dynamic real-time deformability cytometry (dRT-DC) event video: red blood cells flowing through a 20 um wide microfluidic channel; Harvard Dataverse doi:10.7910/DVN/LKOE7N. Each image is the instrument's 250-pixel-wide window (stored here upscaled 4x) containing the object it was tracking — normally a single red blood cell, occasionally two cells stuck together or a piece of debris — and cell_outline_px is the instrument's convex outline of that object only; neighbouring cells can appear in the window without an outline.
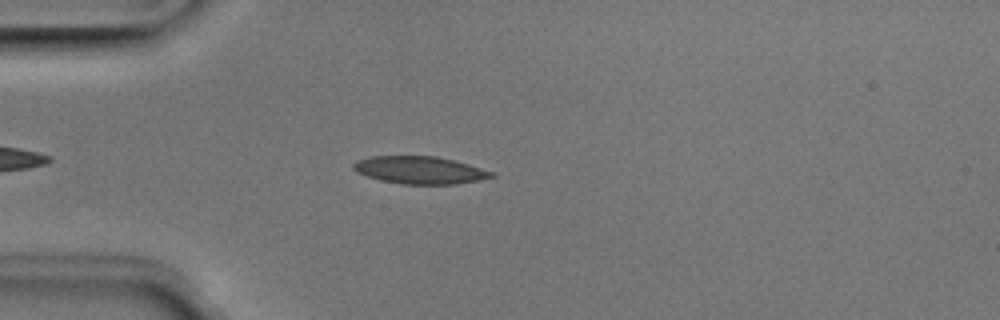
{"species": "Egyptian fruit bat (a non-hibernating species)", "species_latin": "Rousettus aegyptiacus", "temperature_condition": "room temperature", "stored_images_in_passage": 43, "camera_frame_rate_fps": 3000, "um_per_image_px": 0.085, "animal": {"sex": "male"}, "frame": {"image": 1, "passage_image": 6, "time_ms": 1.667, "image_size_px": [1000, 320], "cell_outline_px": [[496, 176], [456, 184], [400, 184], [380, 180], [356, 172], [352, 168], [352, 164], [356, 160], [372, 156], [436, 156], [468, 164], [492, 172]], "centroid_in_image_um": [35.62, 14.45], "position_along_channel_um": 49.4, "area_um2": 21.96}}
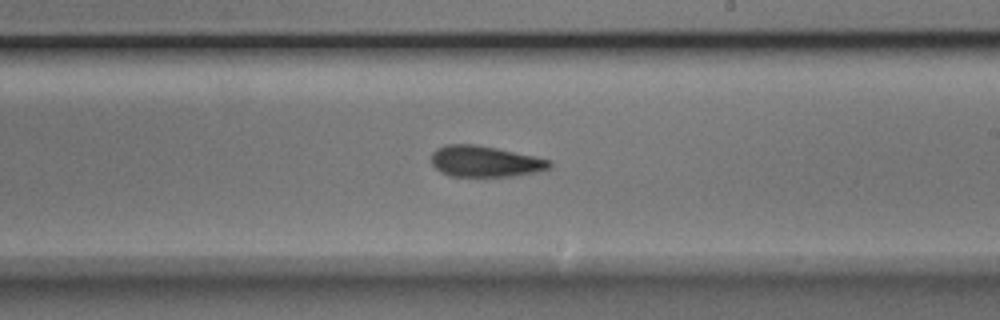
{"frame": {"image": 2, "passage_image": 22, "time_ms": 7.0, "image_size_px": [1000, 320], "cell_outline_px": [[552, 168], [512, 176], [448, 176], [440, 172], [432, 164], [432, 152], [436, 148], [444, 144], [476, 144], [496, 148], [552, 160]], "centroid_in_image_um": [41.2, 13.71], "position_along_channel_um": 247.8, "area_um2": 21.39}}
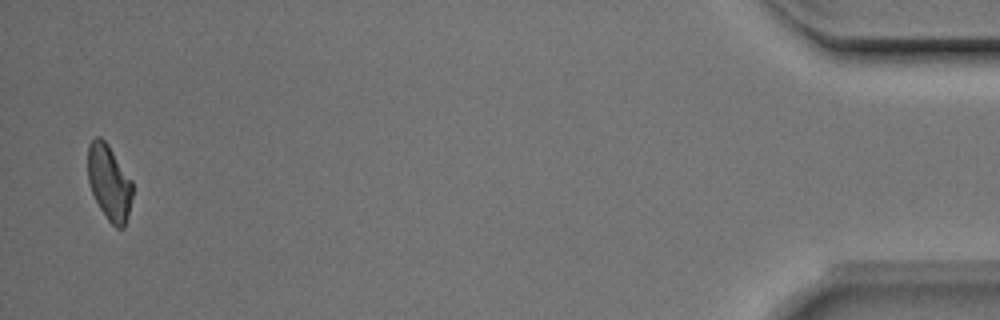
{"frame": {"image": 3, "passage_image": 42, "time_ms": 13.667, "image_size_px": [1000, 320], "cell_outline_px": [[132, 196], [128, 216], [124, 228], [116, 228], [108, 220], [100, 208], [92, 192], [88, 180], [88, 144], [96, 136], [100, 136], [108, 144], [132, 180]], "centroid_in_image_um": [9.28, 15.5], "position_along_channel_um": 425.9, "area_um2": 19.59}, "authors_computed_cell_mechanics": {"area_um2": 21.6172, "velocity_mm_per_s": 3.9697, "shape_relaxation_time_tau1_ms": 5.5914, "shape_relaxation_time_tau2_ms": 3.0193, "deformation_change_tau1": 0.146, "deformation_change_tau2": 0.107}}